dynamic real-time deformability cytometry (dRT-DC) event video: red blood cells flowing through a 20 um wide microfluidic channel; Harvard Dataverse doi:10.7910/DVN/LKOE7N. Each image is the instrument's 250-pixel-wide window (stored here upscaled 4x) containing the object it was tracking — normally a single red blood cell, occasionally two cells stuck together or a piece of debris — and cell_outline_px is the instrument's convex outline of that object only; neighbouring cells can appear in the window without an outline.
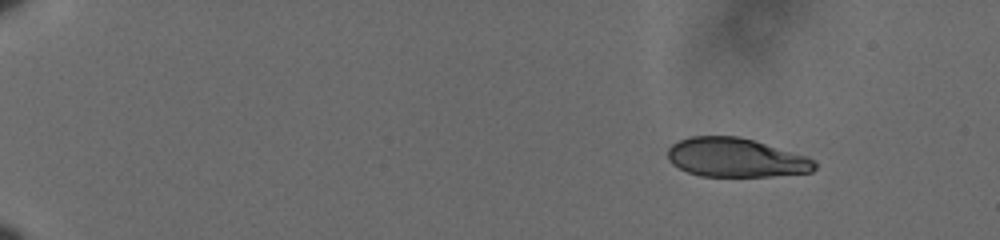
{"species": "human", "species_latin": "Homo sapiens", "temperature_condition": "cold", "stored_images_in_passage": 53, "camera_frame_rate_fps": 3000, "um_per_image_px": 0.085, "donor": {"sex": "male"}, "frame": {"image": 1, "passage_image": 1, "time_ms": 0.0, "image_size_px": [1000, 240], "cell_outline_px": [[816, 168], [812, 172], [772, 176], [700, 176], [688, 172], [672, 164], [668, 160], [668, 148], [672, 144], [680, 140], [692, 136], [740, 136], [808, 156], [816, 160]], "centroid_in_image_um": [62.57, 13.4], "position_along_channel_um": 22.4, "area_um2": 33.52}}
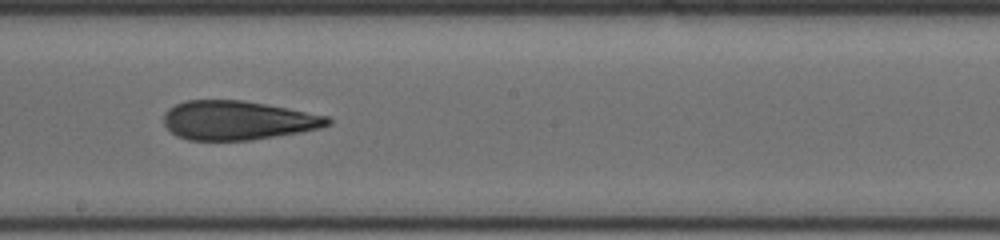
{"frame": {"image": 2, "passage_image": 30, "time_ms": 9.667, "image_size_px": [1000, 240], "cell_outline_px": [[332, 124], [320, 128], [300, 132], [252, 140], [188, 140], [176, 136], [164, 124], [164, 112], [168, 108], [176, 104], [188, 100], [244, 100], [288, 108], [328, 116], [332, 120]], "centroid_in_image_um": [20.21, 10.23], "position_along_channel_um": 228.0, "area_um2": 37.4}}
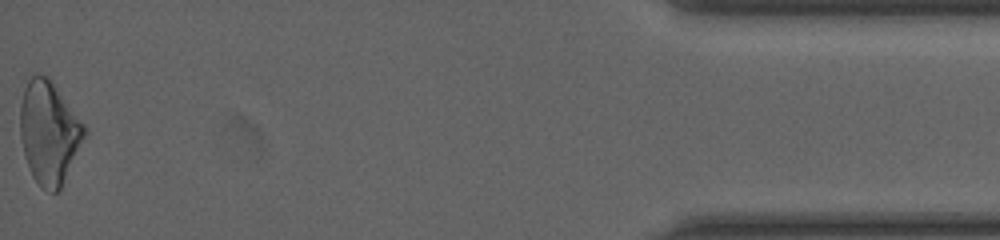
{"frame": {"image": 3, "passage_image": 53, "time_ms": 17.333, "image_size_px": [1000, 240], "cell_outline_px": [[88, 132], [60, 188], [56, 192], [48, 192], [40, 188], [32, 176], [24, 156], [20, 136], [20, 104], [24, 88], [32, 72], [36, 72], [48, 76], [84, 124]], "centroid_in_image_um": [4.15, 11.25], "position_along_channel_um": 431.1, "area_um2": 38.67}, "authors_computed_cell_mechanics": {"area_um2": 36.992, "velocity_mm_per_s": 3.6045, "shape_relaxation_time_tau1_ms": 8.4404, "shape_relaxation_time_tau2_ms": 2.9588, "deformation_change_tau1": 0.1793, "deformation_change_tau2": 0.1011}}